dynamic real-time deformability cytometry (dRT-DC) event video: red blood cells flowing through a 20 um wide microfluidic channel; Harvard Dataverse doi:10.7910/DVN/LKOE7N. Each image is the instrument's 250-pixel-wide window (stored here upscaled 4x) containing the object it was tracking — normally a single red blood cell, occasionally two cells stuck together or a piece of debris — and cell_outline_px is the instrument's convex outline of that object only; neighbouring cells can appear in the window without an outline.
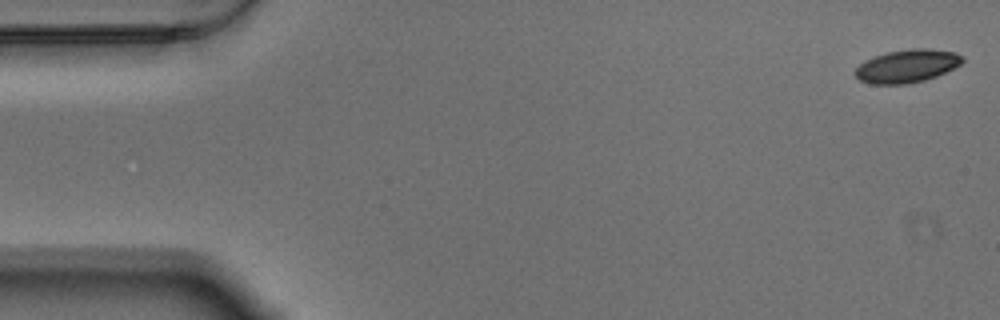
{"species": "Egyptian fruit bat (a non-hibernating species)", "species_latin": "Rousettus aegyptiacus", "temperature_condition": "warm", "stored_images_in_passage": 58, "camera_frame_rate_fps": 3000, "um_per_image_px": 0.085, "animal": {"sex": "male"}, "frame": {"image": 1, "passage_image": 1, "time_ms": 0.0, "image_size_px": [1000, 320], "cell_outline_px": [[964, 60], [960, 64], [936, 76], [924, 80], [908, 84], [868, 84], [860, 80], [852, 72], [864, 60], [888, 52], [908, 48], [928, 48], [956, 52], [964, 56]], "centroid_in_image_um": [77.08, 5.61], "position_along_channel_um": 7.9, "area_um2": 20.75}}
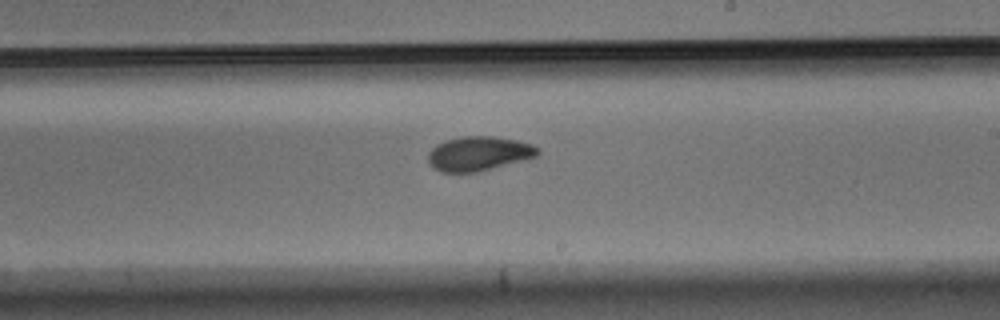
{"frame": {"image": 2, "passage_image": 33, "time_ms": 10.667, "image_size_px": [1000, 320], "cell_outline_px": [[540, 156], [476, 172], [440, 172], [432, 168], [428, 164], [428, 152], [436, 144], [444, 140], [464, 136], [492, 136], [516, 140], [532, 144], [540, 148]], "centroid_in_image_um": [40.69, 13.05], "position_along_channel_um": 248.3, "area_um2": 22.2}}
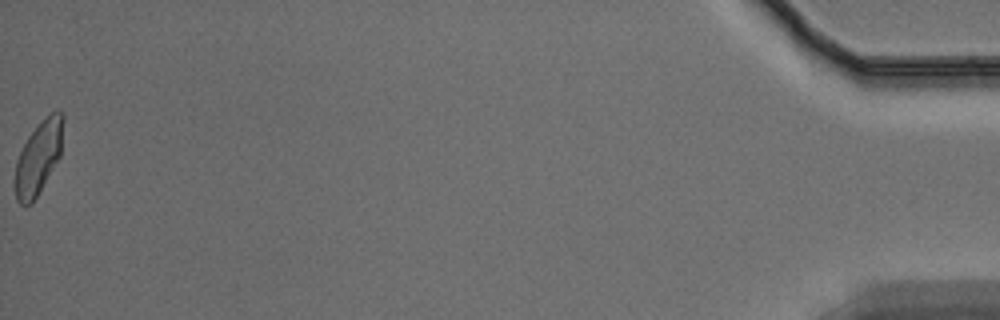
{"frame": {"image": 3, "passage_image": 58, "time_ms": 19.0, "image_size_px": [1000, 320], "cell_outline_px": [[64, 116], [60, 156], [32, 204], [24, 208], [16, 200], [12, 184], [16, 160], [28, 136], [56, 108], [64, 112]], "centroid_in_image_um": [3.23, 13.46], "position_along_channel_um": 432.0, "area_um2": 20.75}, "authors_computed_cell_mechanics": {"area_um2": 21.3571, "velocity_mm_per_s": 3.4514, "shape_relaxation_time_tau1_ms": 4.0291, "shape_relaxation_time_tau2_ms": 2.4323, "deformation_change_tau1": 0.1285, "deformation_change_tau2": 0.0724}}